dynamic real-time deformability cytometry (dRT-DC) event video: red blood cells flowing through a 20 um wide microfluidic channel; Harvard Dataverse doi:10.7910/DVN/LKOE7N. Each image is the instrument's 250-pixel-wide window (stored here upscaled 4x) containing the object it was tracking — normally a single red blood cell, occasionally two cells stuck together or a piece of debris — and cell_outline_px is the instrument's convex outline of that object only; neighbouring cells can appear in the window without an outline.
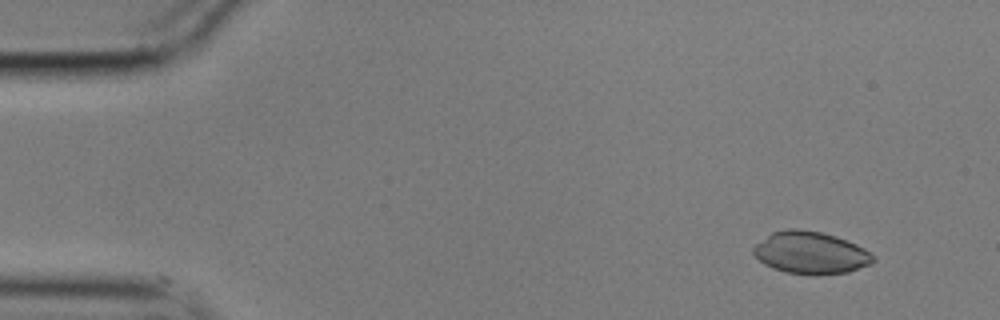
{"species": "common noctule bat (a hibernating species)", "species_latin": "Nyctalus noctula", "temperature_condition": "cold", "stored_images_in_passage": 53, "camera_frame_rate_fps": 3000, "um_per_image_px": 0.085, "animal": {"sex": "male", "body_mass_g": 17.9}, "frame": {"image": 1, "passage_image": 1, "time_ms": 0.0, "image_size_px": [1000, 320], "cell_outline_px": [[876, 260], [868, 264], [848, 272], [816, 276], [812, 276], [784, 272], [772, 268], [764, 264], [752, 252], [752, 248], [756, 244], [772, 232], [788, 228], [800, 228], [820, 232], [836, 236], [856, 244], [864, 248]], "centroid_in_image_um": [68.87, 21.49], "position_along_channel_um": 16.1, "area_um2": 29.59}}
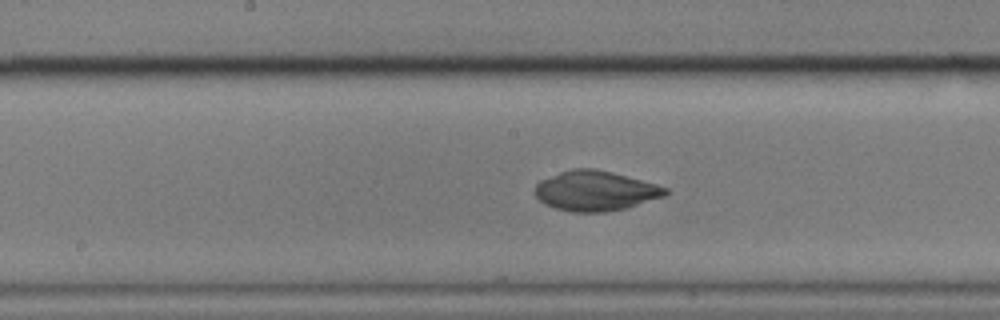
{"frame": {"image": 2, "passage_image": 25, "time_ms": 8.0, "image_size_px": [1000, 320], "cell_outline_px": [[668, 192], [664, 196], [624, 208], [608, 212], [572, 212], [556, 208], [544, 204], [536, 196], [536, 184], [540, 180], [560, 172], [572, 168], [596, 168], [612, 172], [656, 184], [668, 188]], "centroid_in_image_um": [50.59, 16.21], "position_along_channel_um": 197.6, "area_um2": 30.17}}
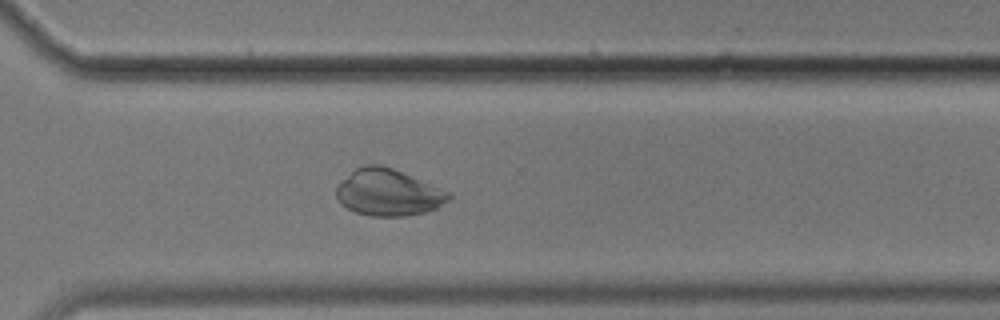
{"frame": {"image": 3, "passage_image": 37, "time_ms": 12.0, "image_size_px": [1000, 320], "cell_outline_px": [[452, 196], [448, 200], [436, 208], [424, 212], [408, 216], [372, 216], [356, 212], [340, 204], [336, 196], [336, 184], [356, 168], [364, 164], [380, 164], [392, 168], [452, 192]], "centroid_in_image_um": [32.99, 16.35], "position_along_channel_um": 337.6, "area_um2": 30.69}}